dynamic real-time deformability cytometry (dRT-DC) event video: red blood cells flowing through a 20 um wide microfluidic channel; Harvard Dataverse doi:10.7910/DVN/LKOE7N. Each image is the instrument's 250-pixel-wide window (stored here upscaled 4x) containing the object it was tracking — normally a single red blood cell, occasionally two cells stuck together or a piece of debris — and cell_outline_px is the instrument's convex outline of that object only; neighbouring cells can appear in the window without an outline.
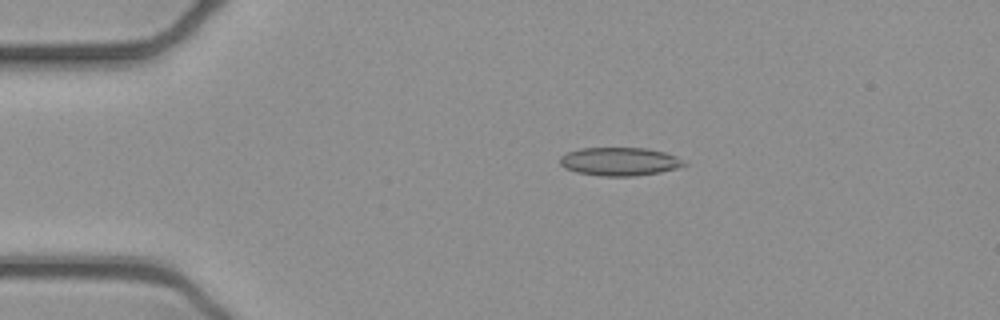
{"species": "common noctule bat (a hibernating species)", "species_latin": "Nyctalus noctula", "temperature_condition": "cold", "stored_images_in_passage": 6, "camera_frame_rate_fps": 3000, "um_per_image_px": 0.085, "animal": {"sex": "female", "body_mass_g": 21.9}, "frame": {"image": 1, "passage_image": 1, "time_ms": 0.0, "image_size_px": [1000, 320], "cell_outline_px": [[688, 164], [676, 168], [660, 172], [636, 176], [604, 176], [576, 172], [564, 168], [560, 164], [560, 156], [568, 152], [580, 148], [648, 148], [664, 152], [676, 156]], "centroid_in_image_um": [52.65, 13.73], "position_along_channel_um": 32.3, "area_um2": 20.46}}